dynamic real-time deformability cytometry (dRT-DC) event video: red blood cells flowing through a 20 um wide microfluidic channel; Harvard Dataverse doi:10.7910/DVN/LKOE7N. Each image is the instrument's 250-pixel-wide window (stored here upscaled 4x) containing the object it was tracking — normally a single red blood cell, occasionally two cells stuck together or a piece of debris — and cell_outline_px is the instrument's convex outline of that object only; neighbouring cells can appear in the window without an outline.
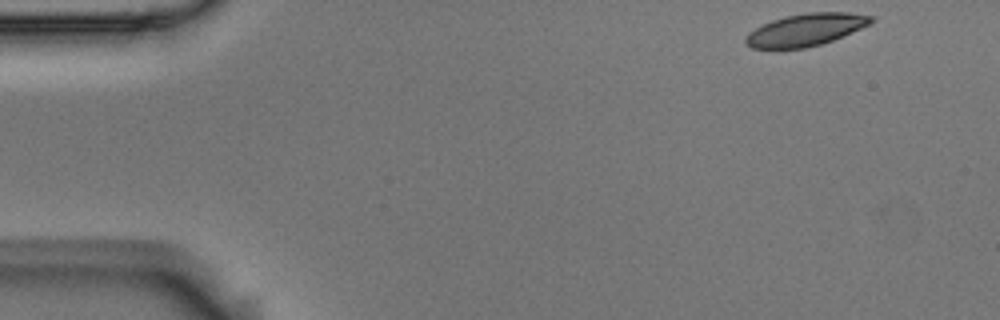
{"species": "Egyptian fruit bat (a non-hibernating species)", "species_latin": "Rousettus aegyptiacus", "temperature_condition": "room temperature", "stored_images_in_passage": 4, "segment_of_instrument_passage": [2, 2], "camera_frame_rate_fps": 3000, "um_per_image_px": 0.085, "animal": {"sex": "male"}, "frame": {"image": 1, "passage_image": 4, "time_ms": 1.0, "image_size_px": [1000, 320], "cell_outline_px": [[876, 20], [860, 28], [832, 40], [820, 44], [804, 48], [752, 48], [744, 40], [756, 28], [772, 20], [788, 16], [808, 12], [848, 12], [872, 16]], "centroid_in_image_um": [68.52, 2.52], "position_along_channel_um": 16.5, "area_um2": 22.95}}